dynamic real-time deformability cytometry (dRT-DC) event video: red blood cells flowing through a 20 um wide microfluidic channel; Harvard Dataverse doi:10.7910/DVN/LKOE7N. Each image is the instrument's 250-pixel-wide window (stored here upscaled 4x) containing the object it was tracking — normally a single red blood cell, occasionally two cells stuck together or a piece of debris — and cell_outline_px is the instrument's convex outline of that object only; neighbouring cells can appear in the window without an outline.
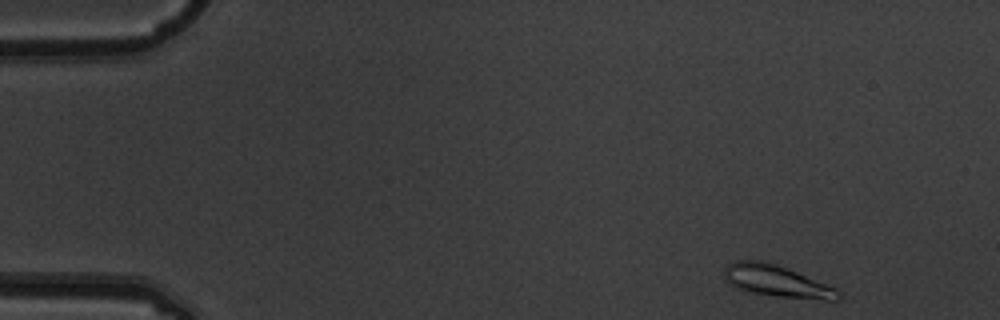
{"species": "common noctule bat (a hibernating species)", "species_latin": "Nyctalus noctula", "temperature_condition": "warm", "stored_images_in_passage": 5, "camera_frame_rate_fps": 3000, "um_per_image_px": 0.085, "animal": {"sex": "male", "body_mass_g": 19.5, "forearm_length_mm": 54.6}, "frame": {"image": 1, "passage_image": 1, "time_ms": 0.0, "image_size_px": [1000, 320], "cell_outline_px": [[840, 300], [824, 300], [780, 296], [744, 292], [728, 284], [724, 276], [724, 268], [732, 260], [764, 260], [788, 268], [836, 288], [840, 292]], "centroid_in_image_um": [65.97, 23.88], "position_along_channel_um": 19.0, "area_um2": 21.33}}